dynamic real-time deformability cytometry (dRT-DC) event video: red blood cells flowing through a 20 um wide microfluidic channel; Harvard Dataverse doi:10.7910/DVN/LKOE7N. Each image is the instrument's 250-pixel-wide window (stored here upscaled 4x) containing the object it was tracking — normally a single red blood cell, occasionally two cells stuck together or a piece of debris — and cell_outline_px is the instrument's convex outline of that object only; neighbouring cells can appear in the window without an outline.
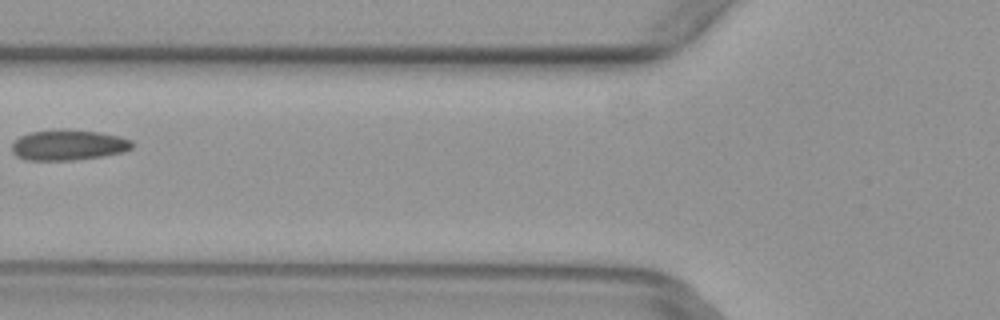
{"species": "common noctule bat (a hibernating species)", "species_latin": "Nyctalus noctula", "temperature_condition": "warm", "stored_images_in_passage": 5, "camera_frame_rate_fps": 3000, "um_per_image_px": 0.085, "animal": {"sex": "female", "body_mass_g": 29.2, "forearm_length_mm": 56.3}, "frame": {"image": 1, "passage_image": 5, "time_ms": 1.333, "image_size_px": [1000, 320], "cell_outline_px": [[132, 148], [120, 152], [100, 156], [72, 160], [28, 160], [16, 156], [12, 152], [12, 144], [20, 136], [28, 132], [56, 128], [64, 128], [100, 132], [120, 136], [132, 140]], "centroid_in_image_um": [5.77, 12.3], "position_along_channel_um": 120.0, "area_um2": 21.56}}